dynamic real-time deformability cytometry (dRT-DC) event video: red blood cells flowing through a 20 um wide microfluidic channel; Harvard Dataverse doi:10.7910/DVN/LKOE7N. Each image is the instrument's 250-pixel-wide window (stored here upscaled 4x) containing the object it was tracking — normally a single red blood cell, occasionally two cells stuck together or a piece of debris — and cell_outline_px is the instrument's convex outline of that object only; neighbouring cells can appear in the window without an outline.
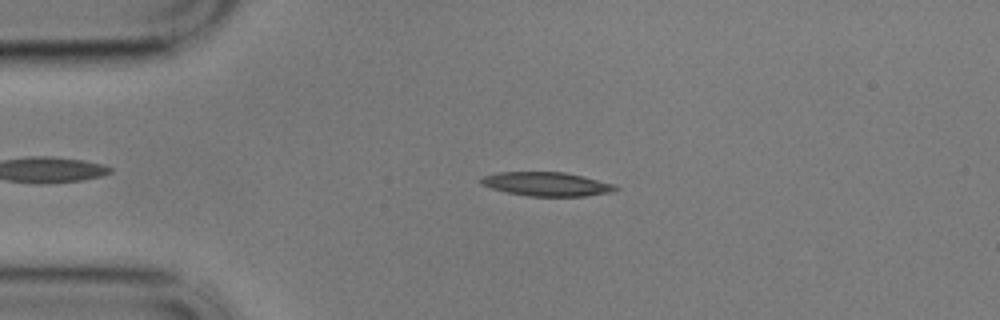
{"species": "common noctule bat (a hibernating species)", "species_latin": "Nyctalus noctula", "temperature_condition": "cold", "stored_images_in_passage": 57, "camera_frame_rate_fps": 3000, "um_per_image_px": 0.085, "animal": {"sex": "male", "body_mass_g": 17.9}, "frame": {"image": 1, "passage_image": 12, "time_ms": 3.667, "image_size_px": [1000, 320], "cell_outline_px": [[620, 188], [612, 192], [584, 196], [528, 196], [508, 192], [492, 188], [480, 184], [480, 180], [484, 176], [500, 172], [564, 172], [616, 184]], "centroid_in_image_um": [46.5, 15.65], "position_along_channel_um": 38.5, "area_um2": 18.61}}
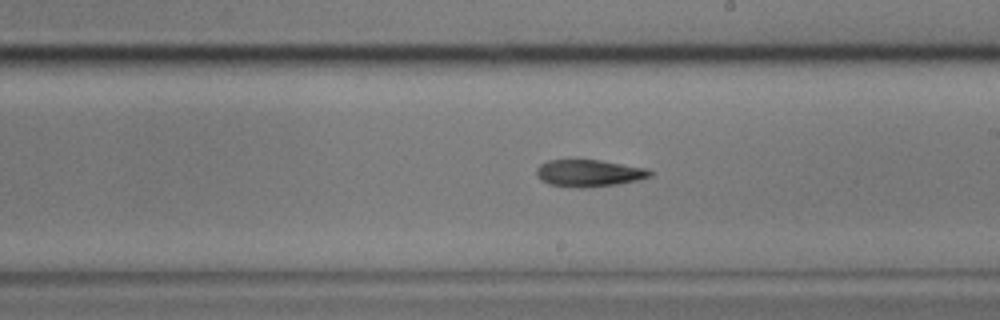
{"frame": {"image": 2, "passage_image": 32, "time_ms": 10.333, "image_size_px": [1000, 320], "cell_outline_px": [[652, 176], [640, 180], [616, 184], [584, 188], [576, 188], [548, 184], [540, 180], [536, 176], [536, 168], [540, 164], [548, 160], [600, 160], [648, 168], [652, 172]], "centroid_in_image_um": [50.06, 14.72], "position_along_channel_um": 238.9, "area_um2": 18.09}}
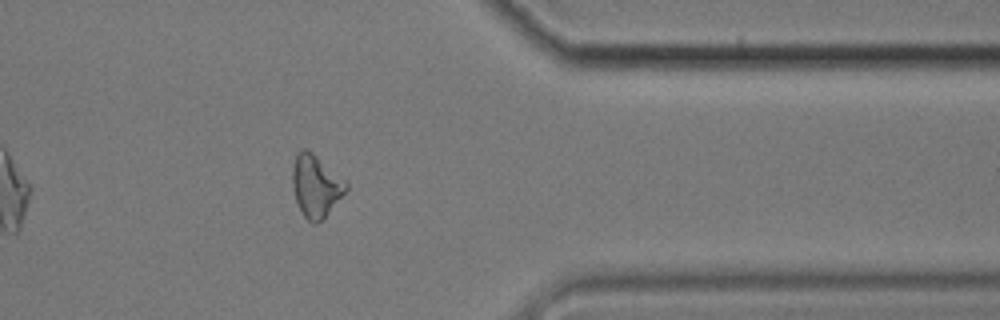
{"frame": {"image": 3, "passage_image": 46, "time_ms": 15.0, "image_size_px": [1000, 320], "cell_outline_px": [[348, 188], [324, 220], [316, 224], [312, 224], [304, 216], [296, 200], [292, 184], [292, 168], [296, 152], [304, 148], [312, 152], [344, 180], [348, 184]], "centroid_in_image_um": [26.83, 15.83], "position_along_channel_um": 384.6, "area_um2": 19.36}, "authors_computed_cell_mechanics": {"area_um2": 18.6116, "velocity_mm_per_s": 3.4158, "shape_relaxation_time_tau1_ms": 4.2445, "shape_relaxation_time_tau2_ms": null, "deformation_change_tau1": 0.1297, "deformation_change_tau2": null}}